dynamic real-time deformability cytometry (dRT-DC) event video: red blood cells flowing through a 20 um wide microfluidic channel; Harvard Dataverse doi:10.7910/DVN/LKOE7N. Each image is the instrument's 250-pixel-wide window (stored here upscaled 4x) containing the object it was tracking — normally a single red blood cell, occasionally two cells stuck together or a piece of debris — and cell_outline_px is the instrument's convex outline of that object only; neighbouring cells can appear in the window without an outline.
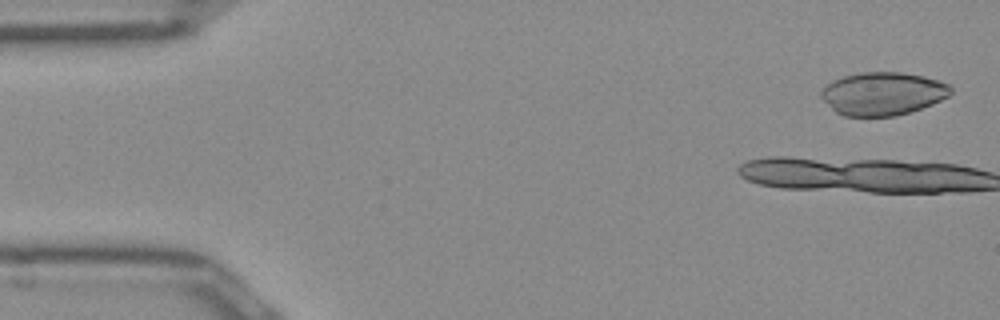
{"species": "Egyptian fruit bat (a non-hibernating species)", "species_latin": "Rousettus aegyptiacus", "temperature_condition": "room temperature", "stored_images_in_passage": 38, "camera_frame_rate_fps": 3000, "um_per_image_px": 0.085, "frame": {"image": 1, "passage_image": 2, "time_ms": 0.333, "image_size_px": [1000, 320], "cell_outline_px": [[952, 92], [948, 96], [932, 104], [896, 116], [844, 116], [836, 112], [820, 96], [820, 92], [828, 84], [844, 76], [860, 72], [900, 72], [924, 76], [948, 84], [952, 88]], "centroid_in_image_um": [75.04, 7.96], "position_along_channel_um": 10.0, "area_um2": 32.19}}
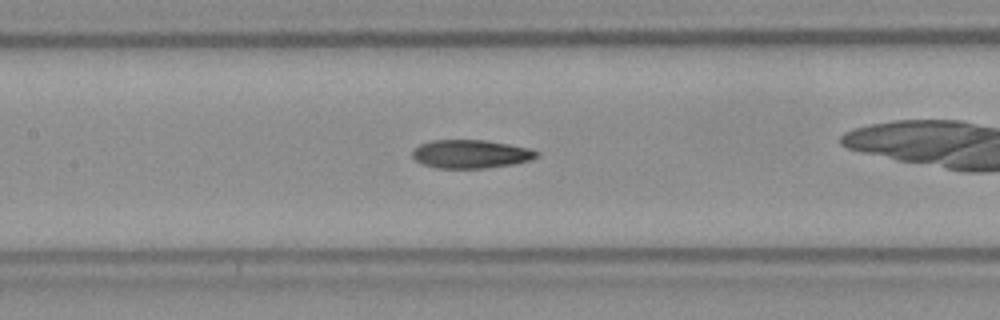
{"frame": {"image": 2, "passage_image": 20, "time_ms": 6.333, "image_size_px": [1000, 320], "cell_outline_px": [[540, 152], [532, 160], [512, 164], [484, 168], [436, 168], [420, 164], [412, 156], [412, 152], [420, 144], [432, 140], [484, 140], [508, 144], [528, 148]], "centroid_in_image_um": [39.99, 13.09], "position_along_channel_um": 167.4, "area_um2": 20.52}}
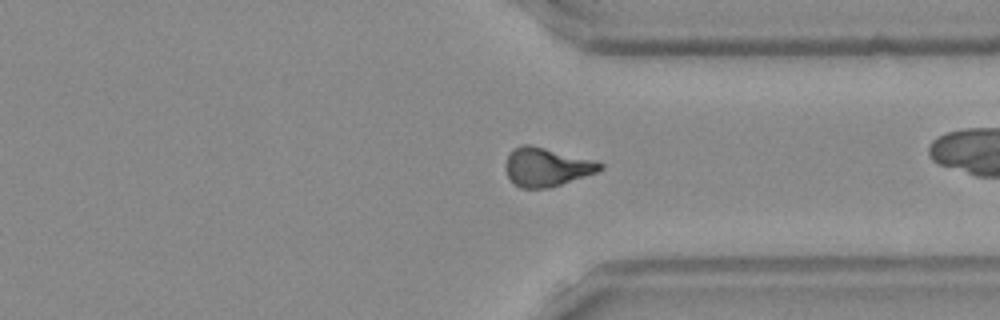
{"frame": {"image": 3, "passage_image": 35, "time_ms": 11.333, "image_size_px": [1000, 320], "cell_outline_px": [[604, 168], [596, 172], [548, 188], [520, 188], [508, 176], [504, 164], [512, 148], [524, 144], [528, 144], [592, 160], [604, 164]], "centroid_in_image_um": [46.42, 14.19], "position_along_channel_um": 365.0, "area_um2": 20.81}}